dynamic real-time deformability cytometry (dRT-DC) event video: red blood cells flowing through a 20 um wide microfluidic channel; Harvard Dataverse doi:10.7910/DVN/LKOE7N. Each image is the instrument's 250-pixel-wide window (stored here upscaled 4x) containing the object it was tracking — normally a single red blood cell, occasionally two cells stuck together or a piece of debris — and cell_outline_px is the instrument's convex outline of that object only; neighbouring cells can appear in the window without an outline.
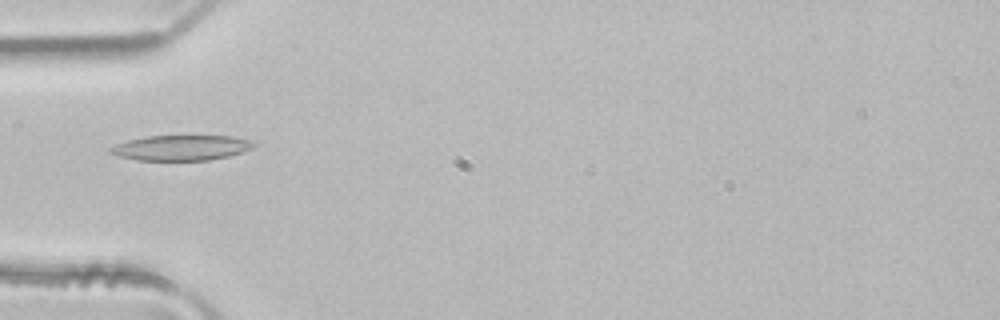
{"species": "common noctule bat (a hibernating species)", "species_latin": "Nyctalus noctula", "temperature_condition": "room temperature", "stored_images_in_passage": 5, "camera_frame_rate_fps": 3000, "um_per_image_px": 0.085, "animal": {"sex": "male", "body_mass_g": 21.5, "forearm_length_mm": 52.0}, "frame": {"image": 1, "passage_image": 5, "time_ms": 1.333, "image_size_px": [1000, 320], "cell_outline_px": [[256, 144], [252, 148], [228, 156], [208, 160], [136, 160], [116, 156], [108, 152], [108, 148], [116, 144], [128, 140], [144, 136], [228, 136], [248, 140]], "centroid_in_image_um": [15.31, 12.56], "position_along_channel_um": 69.7, "area_um2": 20.98}}